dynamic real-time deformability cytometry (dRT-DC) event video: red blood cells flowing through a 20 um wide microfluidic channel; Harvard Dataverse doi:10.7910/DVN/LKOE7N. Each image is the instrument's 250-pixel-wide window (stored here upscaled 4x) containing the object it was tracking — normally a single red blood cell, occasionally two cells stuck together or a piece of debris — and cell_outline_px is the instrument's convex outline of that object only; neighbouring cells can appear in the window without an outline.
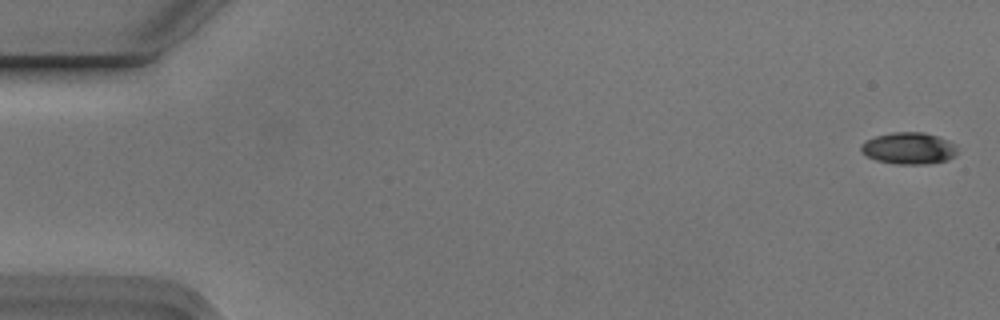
{"species": "Egyptian fruit bat (a non-hibernating species)", "species_latin": "Rousettus aegyptiacus", "temperature_condition": "cold", "stored_images_in_passage": 6, "camera_frame_rate_fps": 3000, "um_per_image_px": 0.085, "animal": {"sex": "male"}, "frame": {"image": 1, "passage_image": 1, "time_ms": 0.0, "image_size_px": [1000, 320], "cell_outline_px": [[956, 156], [948, 160], [928, 164], [896, 164], [876, 160], [860, 152], [860, 144], [864, 140], [876, 136], [892, 132], [924, 132], [936, 136], [956, 144]], "centroid_in_image_um": [77.23, 12.61], "position_along_channel_um": 7.8, "area_um2": 17.98}}